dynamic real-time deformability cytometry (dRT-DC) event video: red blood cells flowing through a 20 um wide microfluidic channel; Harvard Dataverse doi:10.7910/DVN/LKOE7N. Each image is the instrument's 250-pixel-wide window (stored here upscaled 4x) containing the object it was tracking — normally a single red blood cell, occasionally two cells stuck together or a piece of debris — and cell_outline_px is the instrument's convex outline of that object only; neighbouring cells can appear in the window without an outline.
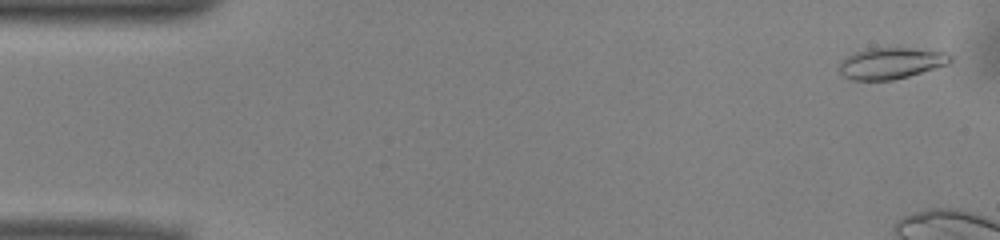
{"species": "common noctule bat (a hibernating species)", "species_latin": "Nyctalus noctula", "temperature_condition": "warm", "stored_images_in_passage": 9, "camera_frame_rate_fps": 3000, "um_per_image_px": 0.085, "animal": {"sex": "male", "body_mass_g": 13.0, "forearm_length_mm": 53.1}, "frame": {"image": 1, "passage_image": 2, "time_ms": 0.333, "image_size_px": [1000, 240], "cell_outline_px": [[952, 60], [948, 64], [908, 76], [892, 80], [852, 80], [844, 76], [840, 72], [840, 64], [848, 56], [856, 52], [868, 48], [908, 48], [944, 52], [952, 56]], "centroid_in_image_um": [75.74, 5.38], "position_along_channel_um": 9.3, "area_um2": 19.88}}